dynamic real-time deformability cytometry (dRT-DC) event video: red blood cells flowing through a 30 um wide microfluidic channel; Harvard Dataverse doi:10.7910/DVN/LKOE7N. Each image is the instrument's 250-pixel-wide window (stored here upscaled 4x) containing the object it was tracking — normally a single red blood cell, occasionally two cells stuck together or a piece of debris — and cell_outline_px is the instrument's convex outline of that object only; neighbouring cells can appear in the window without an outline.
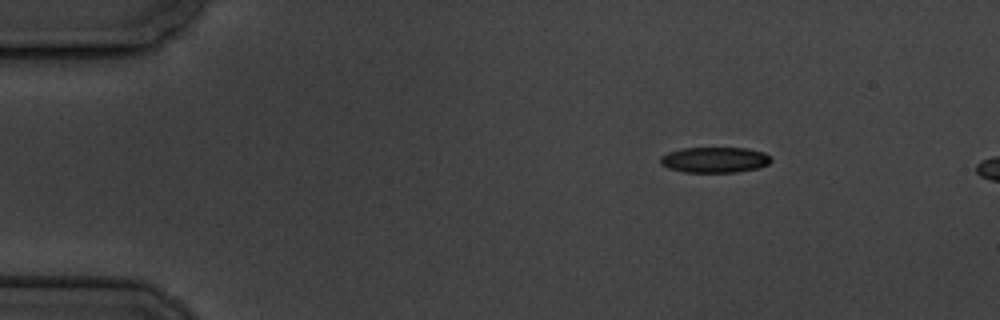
{"species": "common noctule bat (a hibernating species)", "species_latin": "Nyctalus noctula", "temperature_condition": "cold", "stored_images_in_passage": 4, "camera_frame_rate_fps": 3000, "um_per_image_px": 0.085, "animal": {"sex": "male", "body_mass_g": 19.5, "forearm_length_mm": 54.6}, "frame": {"image": 1, "passage_image": 2, "time_ms": 1.0, "image_size_px": [1000, 320], "cell_outline_px": [[772, 160], [768, 164], [756, 168], [736, 172], [684, 172], [668, 168], [660, 164], [660, 156], [668, 152], [680, 148], [748, 148], [764, 152], [772, 156]], "centroid_in_image_um": [60.74, 13.58], "position_along_channel_um": 24.3, "area_um2": 16.65}}